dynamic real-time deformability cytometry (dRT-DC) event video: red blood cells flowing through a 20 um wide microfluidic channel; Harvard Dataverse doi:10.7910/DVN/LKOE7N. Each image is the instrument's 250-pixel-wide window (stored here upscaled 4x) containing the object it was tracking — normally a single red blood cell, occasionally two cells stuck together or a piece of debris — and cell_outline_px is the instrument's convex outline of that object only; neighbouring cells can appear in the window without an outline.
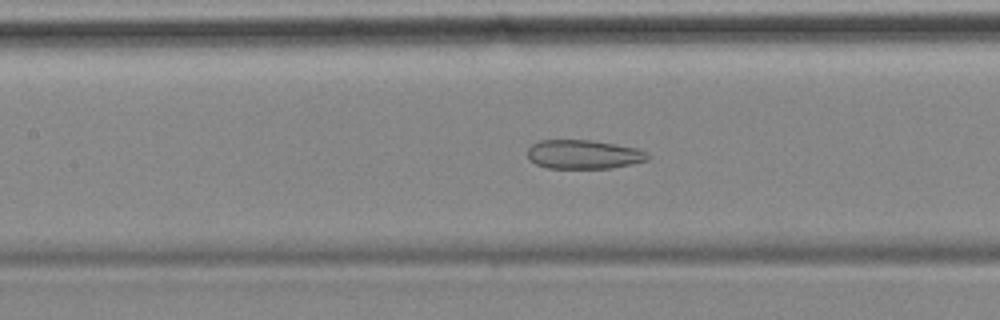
{"species": "common noctule bat (a hibernating species)", "species_latin": "Nyctalus noctula", "temperature_condition": "cold", "stored_images_in_passage": 48, "camera_frame_rate_fps": 3000, "um_per_image_px": 0.085, "animal": {"sex": "female", "body_mass_g": 18.4}, "frame": {"image": 1, "passage_image": 20, "time_ms": 6.333, "image_size_px": [1000, 320], "cell_outline_px": [[652, 156], [648, 160], [632, 164], [612, 168], [548, 168], [536, 164], [528, 156], [528, 148], [532, 144], [540, 140], [592, 140], [616, 144], [636, 148], [648, 152]], "centroid_in_image_um": [49.66, 13.12], "position_along_channel_um": 157.7, "area_um2": 20.4}}
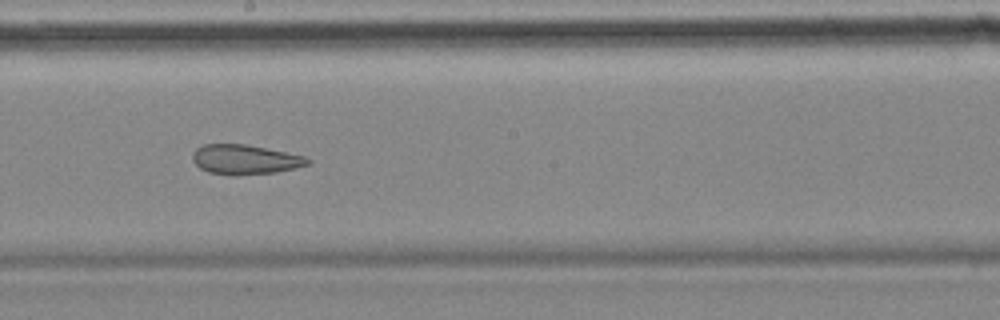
{"frame": {"image": 2, "passage_image": 26, "time_ms": 8.333, "image_size_px": [1000, 320], "cell_outline_px": [[312, 160], [308, 164], [296, 168], [276, 172], [236, 176], [232, 176], [208, 172], [200, 168], [192, 160], [192, 156], [196, 148], [204, 144], [244, 144], [304, 156]], "centroid_in_image_um": [20.8, 13.57], "position_along_channel_um": 227.4, "area_um2": 19.88}}
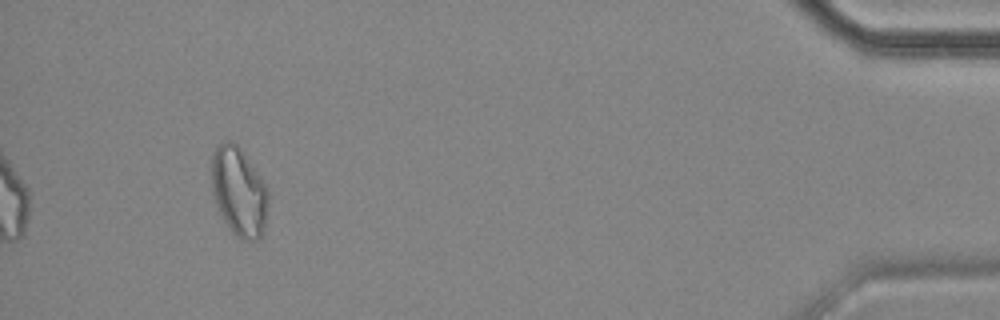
{"frame": {"image": 3, "passage_image": 48, "time_ms": 15.667, "image_size_px": [1000, 320], "cell_outline_px": [[268, 200], [264, 228], [260, 236], [256, 240], [244, 240], [236, 236], [232, 232], [224, 220], [216, 204], [212, 192], [212, 156], [216, 144], [224, 140], [232, 140], [244, 152], [268, 188]], "centroid_in_image_um": [20.3, 16.25], "position_along_channel_um": 414.9, "area_um2": 29.36}, "authors_computed_cell_mechanics": {"area_um2": 24.0159, "velocity_mm_per_s": 3.4914, "shape_relaxation_time_tau1_ms": null, "shape_relaxation_time_tau2_ms": 4.1565, "deformation_change_tau1": null, "deformation_change_tau2": 0.1157}}